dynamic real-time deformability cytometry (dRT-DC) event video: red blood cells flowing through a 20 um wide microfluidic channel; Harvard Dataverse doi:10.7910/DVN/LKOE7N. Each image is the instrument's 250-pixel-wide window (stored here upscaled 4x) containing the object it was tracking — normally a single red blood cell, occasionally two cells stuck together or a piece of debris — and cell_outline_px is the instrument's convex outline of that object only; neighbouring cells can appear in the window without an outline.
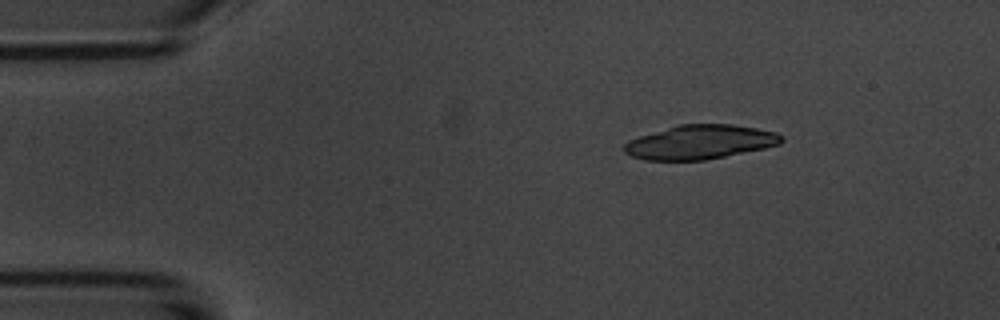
{"species": "common noctule bat (a hibernating species)", "species_latin": "Nyctalus noctula", "temperature_condition": "room temperature", "stored_images_in_passage": 4, "camera_frame_rate_fps": 3000, "um_per_image_px": 0.085, "animal": {"sex": "male", "body_mass_g": 20.1, "forearm_length_mm": 53.5}, "frame": {"image": 1, "passage_image": 4, "time_ms": 4.333, "image_size_px": [1000, 320], "cell_outline_px": [[784, 140], [780, 144], [764, 148], [704, 160], [644, 160], [632, 156], [624, 152], [624, 144], [628, 140], [640, 136], [680, 124], [732, 124], [756, 128], [776, 132], [784, 136]], "centroid_in_image_um": [59.52, 12.07], "position_along_channel_um": 25.5, "area_um2": 31.1}}